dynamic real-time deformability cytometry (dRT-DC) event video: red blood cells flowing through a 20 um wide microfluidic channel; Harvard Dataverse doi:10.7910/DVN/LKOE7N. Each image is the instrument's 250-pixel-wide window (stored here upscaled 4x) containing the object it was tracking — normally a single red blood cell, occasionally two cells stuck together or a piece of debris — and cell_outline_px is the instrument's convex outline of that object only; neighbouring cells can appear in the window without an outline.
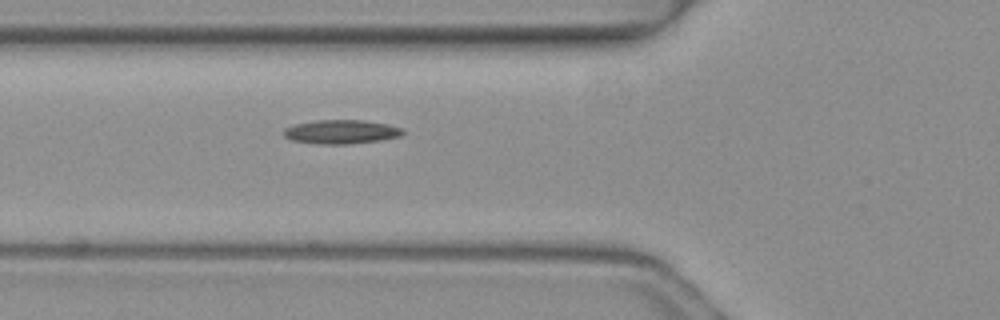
{"species": "common noctule bat (a hibernating species)", "species_latin": "Nyctalus noctula", "temperature_condition": "warm", "stored_images_in_passage": 5, "camera_frame_rate_fps": 3000, "um_per_image_px": 0.085, "animal": {"sex": "female", "body_mass_g": 19.3, "forearm_length_mm": 54.1}, "frame": {"image": 1, "passage_image": 5, "time_ms": 1.333, "image_size_px": [1000, 320], "cell_outline_px": [[404, 132], [400, 136], [380, 140], [348, 144], [320, 144], [292, 140], [284, 136], [284, 128], [296, 124], [316, 120], [364, 120], [388, 124], [404, 128]], "centroid_in_image_um": [29.03, 11.2], "position_along_channel_um": 96.8, "area_um2": 16.59}}